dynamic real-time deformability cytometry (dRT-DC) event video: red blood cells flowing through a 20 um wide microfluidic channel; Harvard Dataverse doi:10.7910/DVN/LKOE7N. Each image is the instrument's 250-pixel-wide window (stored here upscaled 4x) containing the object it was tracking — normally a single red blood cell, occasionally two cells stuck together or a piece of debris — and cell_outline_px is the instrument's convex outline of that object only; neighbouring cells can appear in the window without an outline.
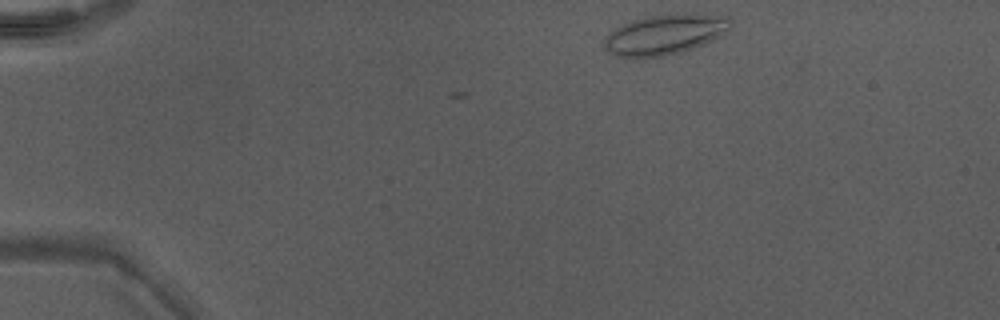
{"species": "Egyptian fruit bat (a non-hibernating species)", "species_latin": "Rousettus aegyptiacus", "temperature_condition": "warm", "stored_images_in_passage": 4, "camera_frame_rate_fps": 3000, "um_per_image_px": 0.085, "animal": {"sex": "male"}, "frame": {"image": 1, "passage_image": 1, "time_ms": 0.0, "image_size_px": [1000, 320], "cell_outline_px": [[732, 24], [728, 32], [704, 44], [680, 52], [664, 56], [632, 60], [616, 56], [608, 52], [604, 48], [604, 40], [616, 28], [632, 20], [652, 16], [684, 12], [728, 16], [732, 20]], "centroid_in_image_um": [56.54, 2.95], "position_along_channel_um": 28.5, "area_um2": 30.11}}